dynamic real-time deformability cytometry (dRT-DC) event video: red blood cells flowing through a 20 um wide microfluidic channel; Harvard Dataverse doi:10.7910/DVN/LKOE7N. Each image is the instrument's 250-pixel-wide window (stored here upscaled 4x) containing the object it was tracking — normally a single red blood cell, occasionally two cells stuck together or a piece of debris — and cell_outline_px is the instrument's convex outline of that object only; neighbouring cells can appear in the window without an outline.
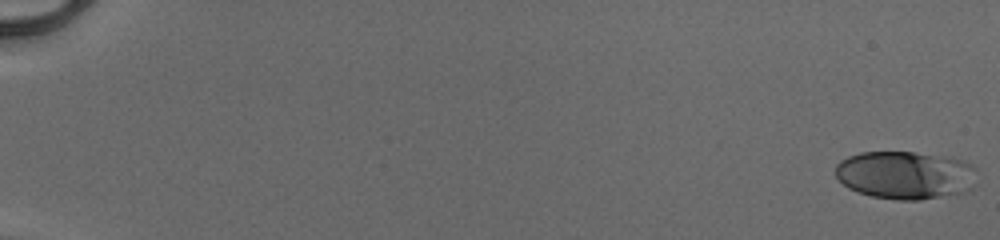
{"species": "human", "species_latin": "Homo sapiens", "temperature_condition": "cold", "stored_images_in_passage": 52, "camera_frame_rate_fps": 3000, "um_per_image_px": 0.085, "donor": {"sex": "male"}, "frame": {"image": 1, "passage_image": 1, "time_ms": 0.0, "image_size_px": [1000, 240], "cell_outline_px": [[976, 168], [972, 188], [964, 192], [920, 200], [896, 200], [872, 196], [848, 188], [836, 176], [836, 164], [840, 160], [848, 156], [860, 152], [912, 152], [964, 160], [972, 164]], "centroid_in_image_um": [76.94, 14.88], "position_along_channel_um": 8.1, "area_um2": 39.48}}
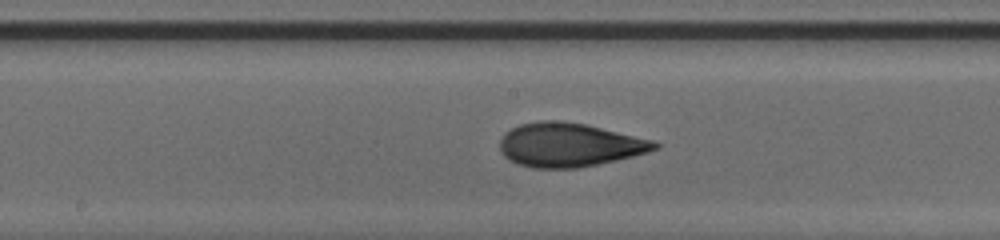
{"frame": {"image": 2, "passage_image": 30, "time_ms": 9.667, "image_size_px": [1000, 240], "cell_outline_px": [[660, 148], [648, 152], [616, 160], [576, 168], [532, 168], [516, 164], [504, 156], [500, 152], [500, 140], [512, 128], [520, 124], [540, 120], [560, 120], [584, 124], [656, 140], [660, 144]], "centroid_in_image_um": [48.41, 12.31], "position_along_channel_um": 199.8, "area_um2": 39.59}}
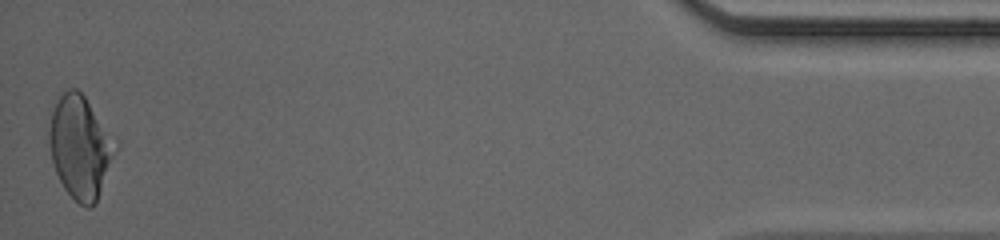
{"frame": {"image": 3, "passage_image": 52, "time_ms": 17.0, "image_size_px": [1000, 240], "cell_outline_px": [[120, 144], [96, 204], [92, 208], [88, 208], [80, 204], [64, 188], [56, 172], [52, 160], [48, 140], [48, 132], [52, 112], [60, 96], [68, 88], [76, 88], [84, 96], [120, 140]], "centroid_in_image_um": [6.89, 12.5], "position_along_channel_um": 428.3, "area_um2": 40.29}, "authors_computed_cell_mechanics": {"area_um2": 37.9168, "velocity_mm_per_s": 4.1492, "shape_relaxation_time_tau1_ms": 4.5212, "shape_relaxation_time_tau2_ms": 1.1051, "deformation_change_tau1": 0.1869, "deformation_change_tau2": 0.0748}}